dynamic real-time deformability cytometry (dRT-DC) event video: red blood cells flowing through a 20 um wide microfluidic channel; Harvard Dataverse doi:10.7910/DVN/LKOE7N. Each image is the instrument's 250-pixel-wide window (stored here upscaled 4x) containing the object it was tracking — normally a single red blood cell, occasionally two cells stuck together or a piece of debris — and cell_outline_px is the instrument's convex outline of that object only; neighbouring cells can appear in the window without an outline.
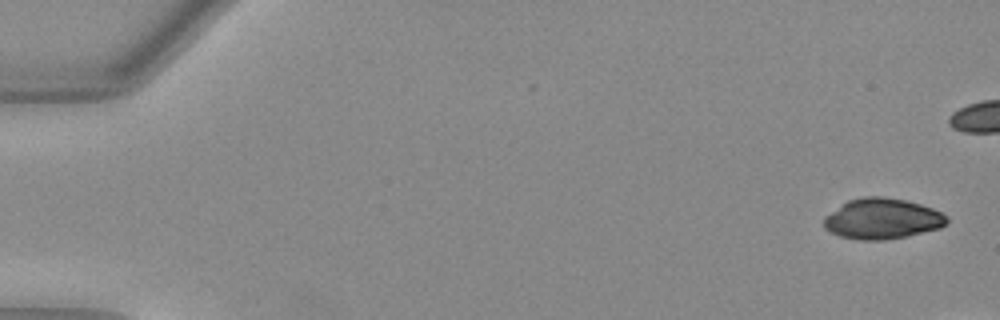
{"species": "Egyptian fruit bat (a non-hibernating species)", "species_latin": "Rousettus aegyptiacus", "temperature_condition": "warm", "stored_images_in_passage": 14, "camera_frame_rate_fps": 3000, "um_per_image_px": 0.085, "animal": {"sex": "female"}, "frame": {"image": 1, "passage_image": 1, "time_ms": 0.0, "image_size_px": [1000, 320], "cell_outline_px": [[948, 224], [940, 228], [908, 236], [884, 240], [856, 240], [840, 236], [824, 228], [824, 216], [848, 200], [864, 196], [884, 196], [904, 200], [920, 204], [932, 208], [948, 216]], "centroid_in_image_um": [75.0, 18.6], "position_along_channel_um": 10.0, "area_um2": 29.25}}